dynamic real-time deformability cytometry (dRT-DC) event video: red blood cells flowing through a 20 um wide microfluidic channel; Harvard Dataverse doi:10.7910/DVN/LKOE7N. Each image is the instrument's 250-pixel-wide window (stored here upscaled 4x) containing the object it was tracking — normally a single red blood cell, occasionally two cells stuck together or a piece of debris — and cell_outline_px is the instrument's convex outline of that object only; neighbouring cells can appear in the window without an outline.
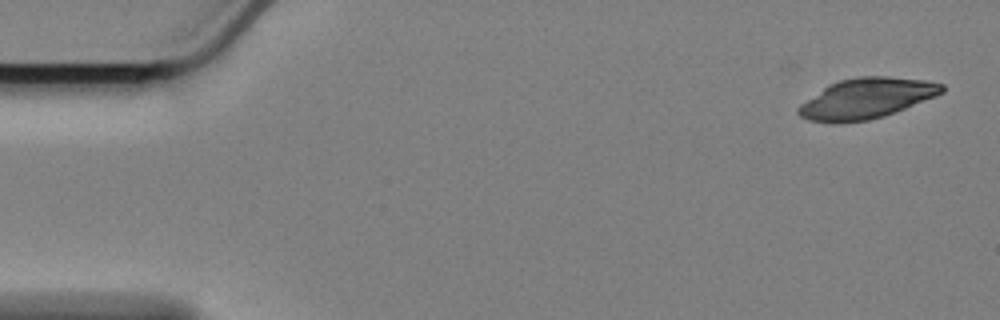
{"species": "Egyptian fruit bat (a non-hibernating species)", "species_latin": "Rousettus aegyptiacus", "temperature_condition": "cold", "stored_images_in_passage": 57, "camera_frame_rate_fps": 3000, "um_per_image_px": 0.085, "animal": {"sex": "female"}, "frame": {"image": 1, "passage_image": 1, "time_ms": 0.0, "image_size_px": [1000, 320], "cell_outline_px": [[944, 92], [936, 96], [884, 116], [868, 120], [840, 124], [832, 124], [808, 120], [800, 116], [796, 112], [796, 108], [800, 104], [828, 84], [840, 80], [860, 76], [888, 76], [928, 80], [944, 84]], "centroid_in_image_um": [73.62, 8.37], "position_along_channel_um": 11.4, "area_um2": 34.16}}